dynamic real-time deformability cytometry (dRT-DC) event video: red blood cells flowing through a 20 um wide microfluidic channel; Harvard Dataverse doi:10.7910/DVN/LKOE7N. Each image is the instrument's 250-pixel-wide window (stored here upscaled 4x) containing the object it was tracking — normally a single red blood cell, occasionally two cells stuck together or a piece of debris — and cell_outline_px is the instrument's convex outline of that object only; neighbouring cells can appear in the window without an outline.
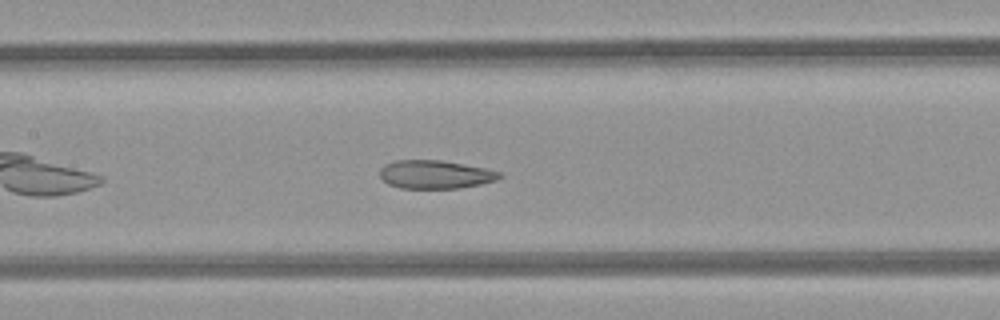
{"species": "common noctule bat (a hibernating species)", "species_latin": "Nyctalus noctula", "temperature_condition": "room temperature", "stored_images_in_passage": 5, "segment_of_instrument_passage": [1, 2], "camera_frame_rate_fps": 3000, "um_per_image_px": 0.085, "animal": {"sex": "female", "body_mass_g": 21.9}, "frame": {"image": 1, "passage_image": 4, "time_ms": 1.0, "image_size_px": [1000, 320], "cell_outline_px": [[504, 176], [496, 180], [480, 184], [456, 188], [400, 188], [388, 184], [380, 176], [380, 168], [384, 164], [396, 160], [440, 160], [484, 168], [500, 172]], "centroid_in_image_um": [36.97, 14.82], "position_along_channel_um": 170.4, "area_um2": 19.65}}